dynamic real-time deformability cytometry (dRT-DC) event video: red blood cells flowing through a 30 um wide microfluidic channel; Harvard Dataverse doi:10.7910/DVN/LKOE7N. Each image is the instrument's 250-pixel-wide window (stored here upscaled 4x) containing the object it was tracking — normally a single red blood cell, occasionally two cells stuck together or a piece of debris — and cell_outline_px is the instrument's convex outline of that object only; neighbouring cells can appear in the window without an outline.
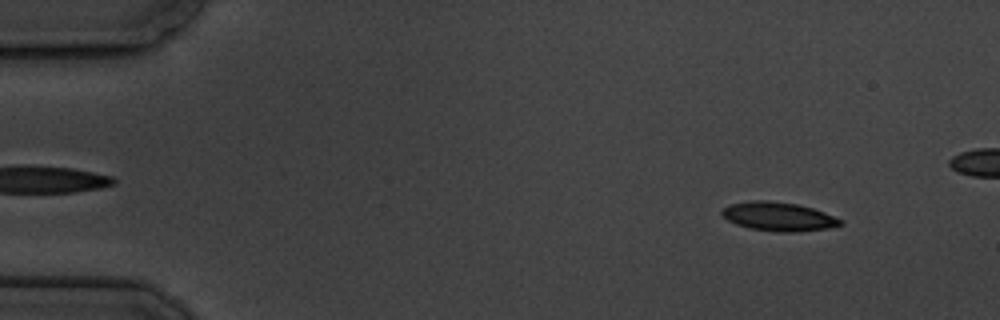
{"species": "common noctule bat (a hibernating species)", "species_latin": "Nyctalus noctula", "temperature_condition": "cold", "stored_images_in_passage": 9, "camera_frame_rate_fps": 3000, "um_per_image_px": 0.085, "animal": {"sex": "male", "body_mass_g": 19.5, "forearm_length_mm": 54.6}, "frame": {"image": 1, "passage_image": 1, "time_ms": 0.0, "image_size_px": [1000, 320], "cell_outline_px": [[844, 224], [828, 228], [796, 232], [780, 232], [748, 228], [736, 224], [728, 220], [720, 212], [724, 208], [732, 204], [752, 200], [764, 200], [796, 204], [812, 208], [824, 212], [844, 220]], "centroid_in_image_um": [66.2, 18.41], "position_along_channel_um": 18.8, "area_um2": 19.77}}
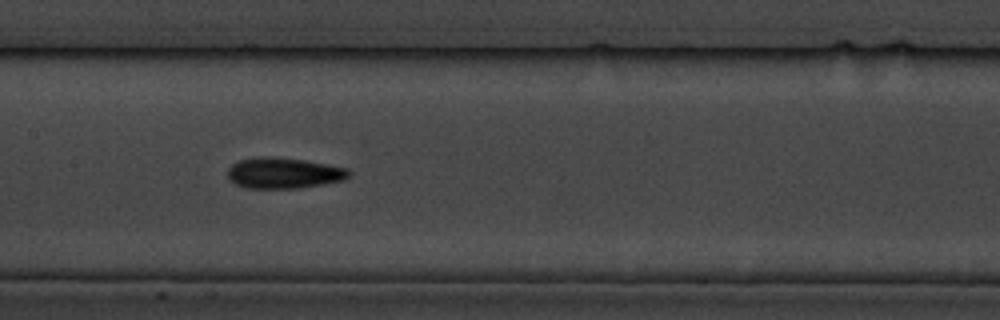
{"frame": {"image": 2, "passage_image": 7, "time_ms": 7.667, "image_size_px": [1000, 320], "cell_outline_px": [[352, 172], [344, 180], [296, 188], [248, 188], [236, 184], [228, 180], [228, 168], [232, 164], [240, 160], [304, 160], [348, 168]], "centroid_in_image_um": [24.16, 14.76], "position_along_channel_um": 183.2, "area_um2": 20.63}}
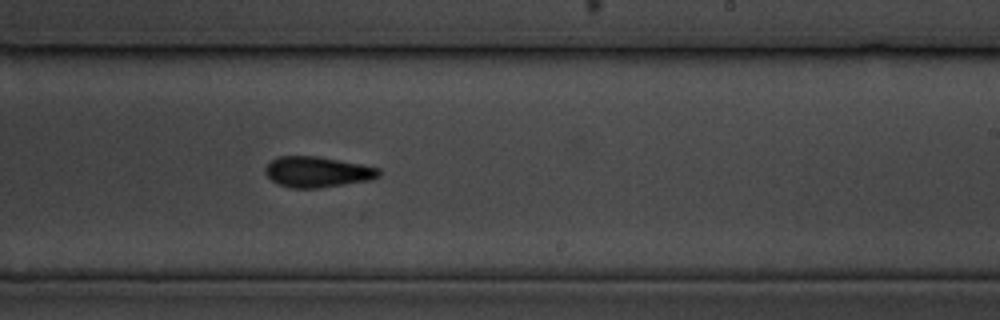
{"frame": {"image": 3, "passage_image": 9, "time_ms": 10.0, "image_size_px": [1000, 320], "cell_outline_px": [[380, 176], [372, 180], [320, 188], [292, 188], [276, 184], [264, 172], [264, 168], [272, 160], [280, 156], [316, 156], [360, 164], [380, 168]], "centroid_in_image_um": [26.98, 14.62], "position_along_channel_um": 262.0, "area_um2": 20.35}}